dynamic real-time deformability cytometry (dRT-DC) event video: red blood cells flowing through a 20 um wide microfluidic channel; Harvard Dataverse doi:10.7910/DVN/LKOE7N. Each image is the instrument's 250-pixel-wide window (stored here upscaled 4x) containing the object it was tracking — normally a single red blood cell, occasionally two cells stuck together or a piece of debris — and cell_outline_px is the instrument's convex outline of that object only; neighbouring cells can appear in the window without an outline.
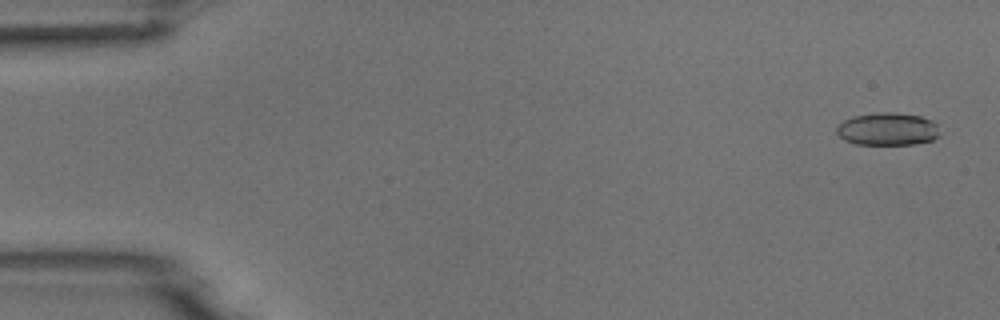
{"species": "common noctule bat (a hibernating species)", "species_latin": "Nyctalus noctula", "temperature_condition": "room temperature", "stored_images_in_passage": 4, "camera_frame_rate_fps": 3000, "um_per_image_px": 0.085, "animal": {"sex": "male", "body_mass_g": 18.8}, "frame": {"image": 1, "passage_image": 1, "time_ms": 0.0, "image_size_px": [1000, 320], "cell_outline_px": [[940, 136], [932, 140], [912, 144], [856, 144], [844, 140], [836, 132], [836, 128], [844, 120], [852, 116], [876, 112], [892, 112], [920, 116], [932, 120], [936, 124]], "centroid_in_image_um": [75.44, 10.96], "position_along_channel_um": 9.6, "area_um2": 19.65}}
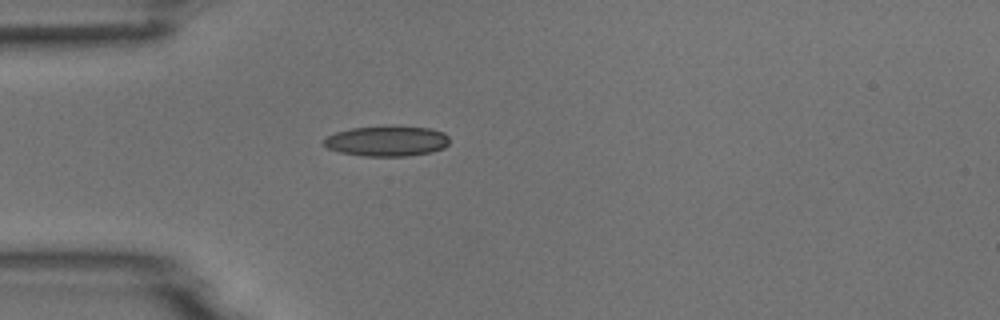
{"frame": {"image": 2, "passage_image": 4, "time_ms": 4.333, "image_size_px": [1000, 320], "cell_outline_px": [[448, 144], [444, 148], [432, 152], [408, 156], [364, 156], [340, 152], [328, 148], [324, 144], [324, 140], [328, 136], [336, 132], [352, 128], [428, 128], [444, 132], [448, 136]], "centroid_in_image_um": [32.9, 12.03], "position_along_channel_um": 52.1, "area_um2": 21.5}}